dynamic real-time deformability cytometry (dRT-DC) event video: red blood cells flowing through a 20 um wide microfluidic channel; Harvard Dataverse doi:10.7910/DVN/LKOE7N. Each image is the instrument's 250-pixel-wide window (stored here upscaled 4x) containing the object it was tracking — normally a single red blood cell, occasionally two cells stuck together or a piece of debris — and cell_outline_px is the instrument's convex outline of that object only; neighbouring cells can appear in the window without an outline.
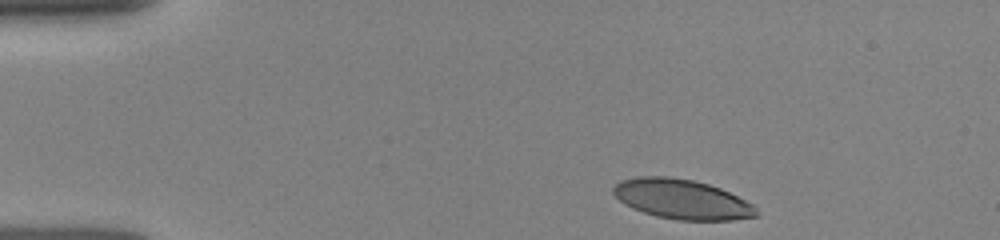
{"species": "human", "species_latin": "Homo sapiens", "temperature_condition": "room temperature", "stored_images_in_passage": 30, "camera_frame_rate_fps": 3000, "um_per_image_px": 0.085, "donor": {"sex": "female"}, "frame": {"image": 1, "passage_image": 1, "time_ms": 0.0, "image_size_px": [1000, 240], "cell_outline_px": [[760, 216], [732, 220], [676, 220], [656, 216], [632, 208], [624, 204], [612, 192], [612, 188], [620, 180], [636, 176], [668, 176], [692, 180], [708, 184], [720, 188], [752, 204], [756, 208]], "centroid_in_image_um": [57.94, 16.93], "position_along_channel_um": 27.1, "area_um2": 33.12}}
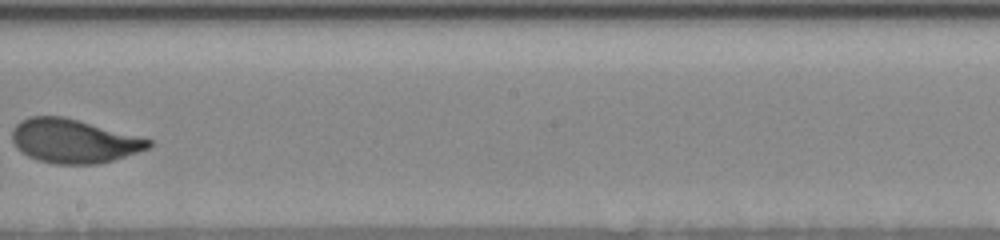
{"frame": {"image": 2, "passage_image": 17, "time_ms": 7.0, "image_size_px": [1000, 240], "cell_outline_px": [[152, 144], [148, 148], [112, 160], [96, 164], [52, 164], [36, 160], [20, 152], [16, 148], [12, 140], [12, 128], [20, 120], [28, 116], [64, 116], [152, 140]], "centroid_in_image_um": [6.18, 11.98], "position_along_channel_um": 242.0, "area_um2": 34.85}}
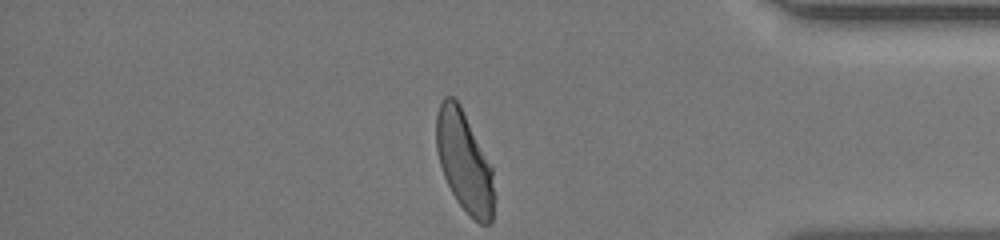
{"frame": {"image": 3, "passage_image": 30, "time_ms": 11.333, "image_size_px": [1000, 240], "cell_outline_px": [[496, 196], [492, 220], [488, 224], [480, 224], [456, 200], [444, 176], [440, 164], [436, 148], [436, 116], [440, 100], [444, 96], [452, 96], [460, 104], [492, 168]], "centroid_in_image_um": [39.47, 13.73], "position_along_channel_um": 395.7, "area_um2": 33.87}}